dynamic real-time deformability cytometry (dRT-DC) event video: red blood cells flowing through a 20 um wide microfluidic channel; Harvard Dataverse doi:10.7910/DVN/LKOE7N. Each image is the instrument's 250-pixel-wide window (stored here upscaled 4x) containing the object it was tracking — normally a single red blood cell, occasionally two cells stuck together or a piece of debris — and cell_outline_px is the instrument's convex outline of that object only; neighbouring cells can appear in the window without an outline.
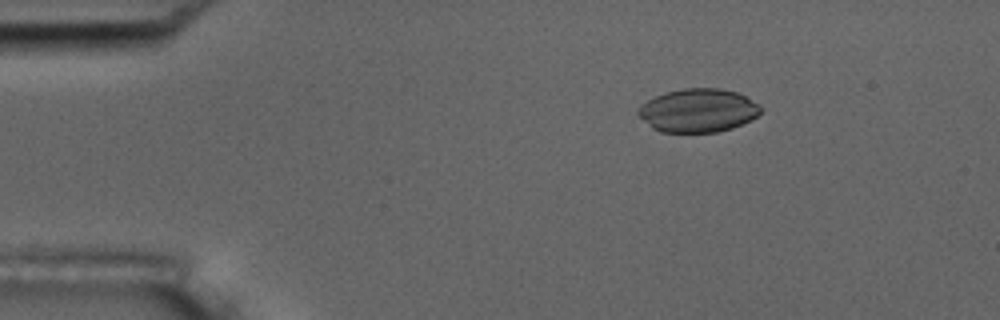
{"species": "common noctule bat (a hibernating species)", "species_latin": "Nyctalus noctula", "temperature_condition": "room temperature", "stored_images_in_passage": 4, "camera_frame_rate_fps": 3000, "um_per_image_px": 0.085, "animal": {"sex": "male", "body_mass_g": 17.5, "forearm_length_mm": 52.3}, "frame": {"image": 1, "passage_image": 1, "time_ms": 0.0, "image_size_px": [1000, 320], "cell_outline_px": [[764, 108], [752, 120], [732, 128], [716, 132], [660, 132], [652, 128], [636, 112], [640, 104], [664, 92], [684, 88], [720, 88], [736, 92], [760, 104]], "centroid_in_image_um": [59.34, 9.39], "position_along_channel_um": 25.7, "area_um2": 31.15}}